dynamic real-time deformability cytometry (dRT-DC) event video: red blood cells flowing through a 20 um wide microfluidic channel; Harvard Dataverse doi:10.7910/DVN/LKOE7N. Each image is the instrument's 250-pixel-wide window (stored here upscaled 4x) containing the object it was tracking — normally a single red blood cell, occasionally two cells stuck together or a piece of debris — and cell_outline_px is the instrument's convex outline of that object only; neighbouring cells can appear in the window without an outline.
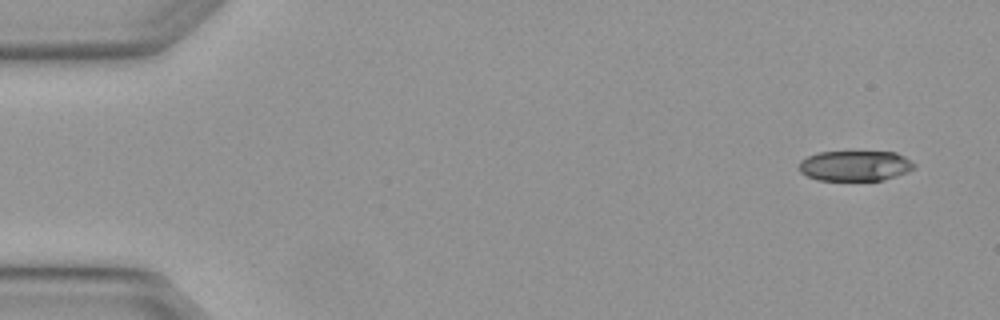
{"species": "Egyptian fruit bat (a non-hibernating species)", "species_latin": "Rousettus aegyptiacus", "temperature_condition": "warm", "stored_images_in_passage": 4, "camera_frame_rate_fps": 3000, "um_per_image_px": 0.085, "animal": {"sex": "female"}, "frame": {"image": 1, "passage_image": 1, "time_ms": 0.0, "image_size_px": [1000, 320], "cell_outline_px": [[916, 168], [908, 172], [884, 180], [816, 180], [800, 172], [800, 160], [808, 156], [820, 152], [896, 152], [904, 156], [916, 164]], "centroid_in_image_um": [72.72, 14.09], "position_along_channel_um": 12.3, "area_um2": 20.4}}
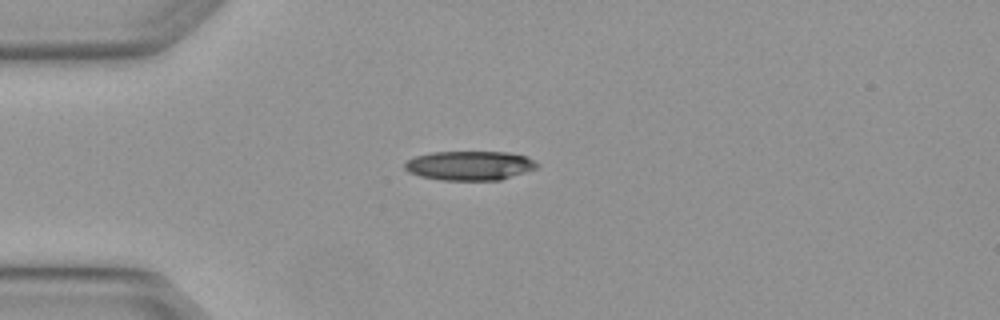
{"frame": {"image": 2, "passage_image": 3, "time_ms": 0.667, "image_size_px": [1000, 320], "cell_outline_px": [[540, 164], [536, 168], [500, 180], [440, 180], [420, 176], [408, 172], [404, 168], [404, 164], [408, 160], [416, 156], [432, 152], [508, 152], [528, 156]], "centroid_in_image_um": [39.93, 14.07], "position_along_channel_um": 45.1, "area_um2": 22.6}}